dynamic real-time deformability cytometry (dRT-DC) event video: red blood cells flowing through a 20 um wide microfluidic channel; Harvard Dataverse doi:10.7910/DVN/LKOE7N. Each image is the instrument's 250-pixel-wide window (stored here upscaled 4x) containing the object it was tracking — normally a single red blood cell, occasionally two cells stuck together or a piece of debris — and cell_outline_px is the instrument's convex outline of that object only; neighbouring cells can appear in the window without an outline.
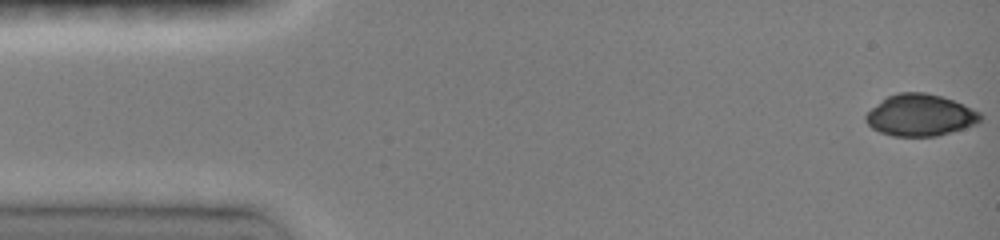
{"species": "common noctule bat (a hibernating species)", "species_latin": "Nyctalus noctula", "temperature_condition": "room temperature", "stored_images_in_passage": 23, "camera_frame_rate_fps": 3000, "um_per_image_px": 0.085, "animal": {"sex": "female", "body_mass_g": 19.0, "forearm_length_mm": 51.5}, "frame": {"image": 1, "passage_image": 1, "time_ms": 0.0, "image_size_px": [1000, 240], "cell_outline_px": [[984, 116], [976, 124], [964, 128], [936, 136], [892, 136], [880, 132], [872, 128], [864, 120], [864, 116], [872, 108], [888, 96], [900, 92], [924, 92], [940, 96], [964, 104], [980, 112]], "centroid_in_image_um": [78.23, 9.79], "position_along_channel_um": 6.8, "area_um2": 27.74}}
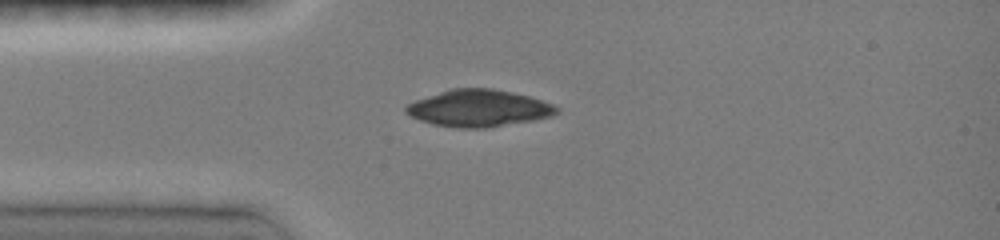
{"frame": {"image": 2, "passage_image": 18, "time_ms": 3.667, "image_size_px": [1000, 240], "cell_outline_px": [[560, 112], [552, 116], [532, 120], [484, 128], [456, 128], [432, 124], [420, 120], [404, 112], [404, 108], [408, 104], [416, 100], [452, 88], [492, 88], [512, 92], [528, 96], [552, 104], [560, 108]], "centroid_in_image_um": [40.69, 9.2], "position_along_channel_um": 44.3, "area_um2": 32.19}}